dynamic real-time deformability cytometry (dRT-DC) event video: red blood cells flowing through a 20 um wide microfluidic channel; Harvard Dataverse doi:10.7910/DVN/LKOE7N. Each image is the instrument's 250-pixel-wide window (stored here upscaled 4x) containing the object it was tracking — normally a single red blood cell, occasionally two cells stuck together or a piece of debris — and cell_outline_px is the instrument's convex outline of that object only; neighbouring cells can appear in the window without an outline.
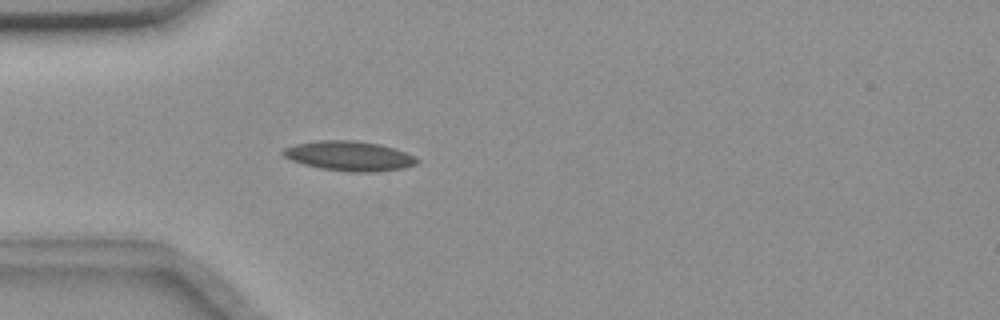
{"species": "common noctule bat (a hibernating species)", "species_latin": "Nyctalus noctula", "temperature_condition": "room temperature", "stored_images_in_passage": 23, "camera_frame_rate_fps": 3000, "um_per_image_px": 0.085, "animal": {"sex": "female", "body_mass_g": 18.4}, "frame": {"image": 1, "passage_image": 6, "time_ms": 1.667, "image_size_px": [1000, 320], "cell_outline_px": [[420, 160], [416, 164], [404, 168], [372, 172], [352, 172], [320, 168], [304, 164], [292, 160], [284, 156], [280, 152], [284, 148], [296, 144], [316, 140], [356, 140], [380, 144], [396, 148], [416, 156]], "centroid_in_image_um": [29.72, 13.25], "position_along_channel_um": 55.3, "area_um2": 23.35}}
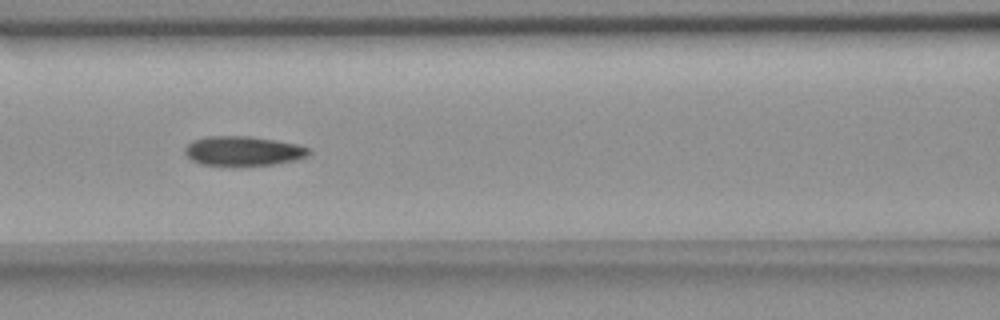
{"frame": {"image": 2, "passage_image": 14, "time_ms": 4.333, "image_size_px": [1000, 320], "cell_outline_px": [[312, 152], [308, 156], [296, 160], [272, 164], [200, 164], [192, 160], [184, 152], [184, 148], [192, 140], [208, 136], [252, 136], [276, 140], [296, 144], [312, 148]], "centroid_in_image_um": [20.71, 12.8], "position_along_channel_um": 145.9, "area_um2": 21.1}}
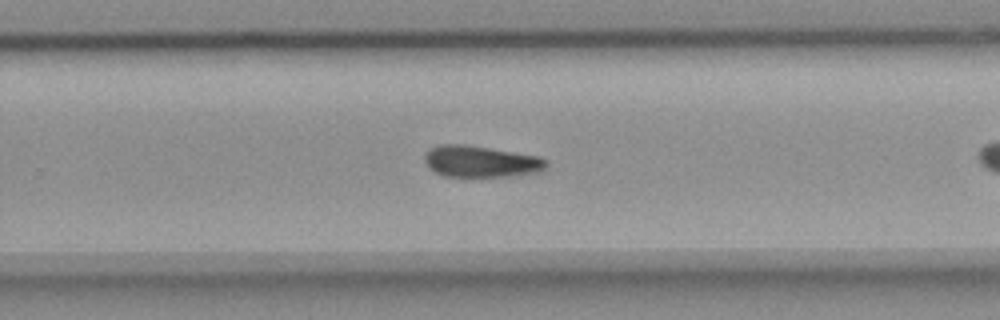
{"frame": {"image": 3, "passage_image": 22, "time_ms": 7.0, "image_size_px": [1000, 320], "cell_outline_px": [[548, 164], [544, 168], [528, 172], [508, 176], [444, 176], [428, 168], [424, 160], [424, 156], [432, 148], [440, 144], [464, 144], [540, 156], [548, 160]], "centroid_in_image_um": [40.82, 13.71], "position_along_channel_um": 289.0, "area_um2": 21.91}}